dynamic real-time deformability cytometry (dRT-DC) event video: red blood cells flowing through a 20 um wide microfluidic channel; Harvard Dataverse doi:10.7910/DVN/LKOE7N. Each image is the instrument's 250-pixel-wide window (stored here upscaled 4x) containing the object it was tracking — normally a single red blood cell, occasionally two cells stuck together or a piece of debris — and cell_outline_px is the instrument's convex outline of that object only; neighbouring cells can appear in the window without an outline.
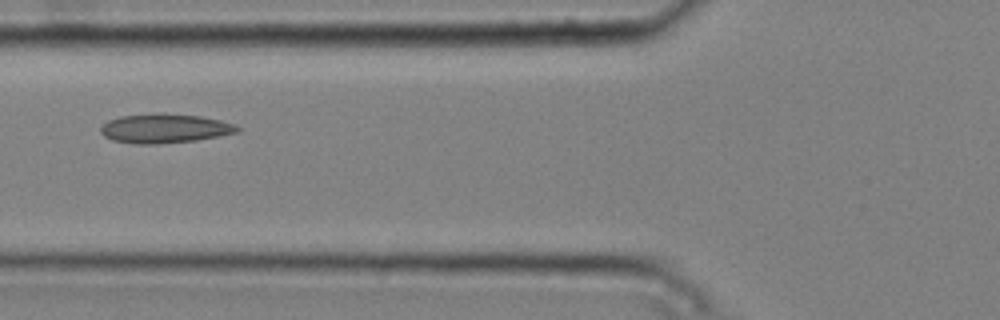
{"species": "common noctule bat (a hibernating species)", "species_latin": "Nyctalus noctula", "temperature_condition": "cold", "stored_images_in_passage": 4, "camera_frame_rate_fps": 3000, "um_per_image_px": 0.085, "animal": {"sex": "male", "body_mass_g": 20.4}, "frame": {"image": 1, "passage_image": 4, "time_ms": 1.0, "image_size_px": [1000, 320], "cell_outline_px": [[240, 132], [220, 136], [196, 140], [156, 144], [136, 144], [112, 140], [104, 136], [100, 132], [100, 128], [108, 120], [120, 116], [156, 112], [160, 112], [200, 116], [220, 120], [236, 124], [240, 128]], "centroid_in_image_um": [14.01, 10.9], "position_along_channel_um": 111.8, "area_um2": 23.58}}